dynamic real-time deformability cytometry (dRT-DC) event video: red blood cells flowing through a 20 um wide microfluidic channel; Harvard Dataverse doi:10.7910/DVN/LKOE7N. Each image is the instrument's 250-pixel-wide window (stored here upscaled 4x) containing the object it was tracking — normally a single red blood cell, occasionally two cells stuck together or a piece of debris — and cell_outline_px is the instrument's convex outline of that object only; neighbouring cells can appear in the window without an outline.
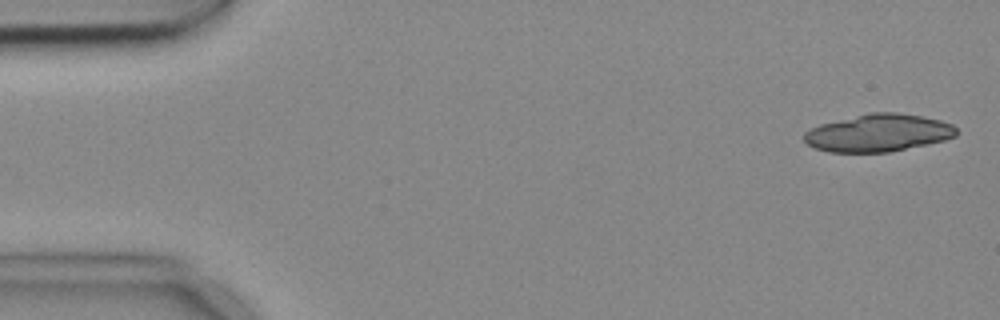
{"species": "common noctule bat (a hibernating species)", "species_latin": "Nyctalus noctula", "temperature_condition": "cold", "stored_images_in_passage": 4, "camera_frame_rate_fps": 3000, "um_per_image_px": 0.085, "animal": {"sex": "female", "body_mass_g": 18.4}, "frame": {"image": 1, "passage_image": 1, "time_ms": 0.0, "image_size_px": [1000, 320], "cell_outline_px": [[960, 132], [956, 136], [944, 140], [888, 152], [828, 152], [816, 148], [808, 144], [804, 140], [804, 132], [820, 124], [868, 112], [896, 112], [920, 116], [940, 120], [952, 124]], "centroid_in_image_um": [74.66, 11.29], "position_along_channel_um": 10.3, "area_um2": 33.18}}